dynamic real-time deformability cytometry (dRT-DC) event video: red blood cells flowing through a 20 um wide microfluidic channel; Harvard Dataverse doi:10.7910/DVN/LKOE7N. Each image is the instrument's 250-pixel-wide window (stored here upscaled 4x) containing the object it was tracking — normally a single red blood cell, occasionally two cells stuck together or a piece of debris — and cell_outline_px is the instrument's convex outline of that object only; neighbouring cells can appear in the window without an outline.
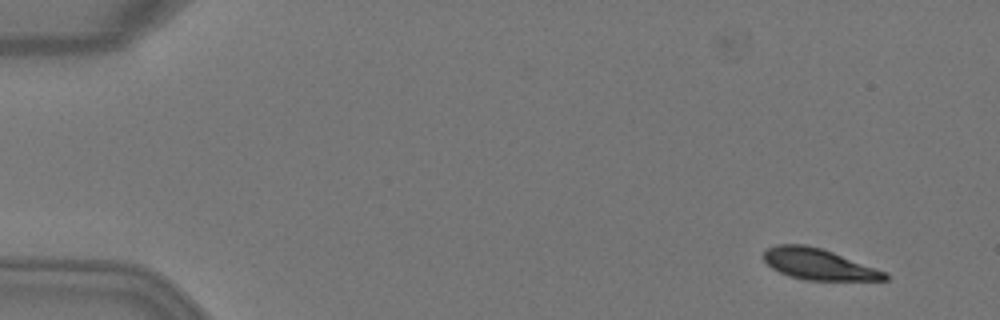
{"species": "Egyptian fruit bat (a non-hibernating species)", "species_latin": "Rousettus aegyptiacus", "temperature_condition": "warm", "stored_images_in_passage": 5, "camera_frame_rate_fps": 3000, "um_per_image_px": 0.085, "animal": {"sex": "female"}, "frame": {"image": 1, "passage_image": 2, "time_ms": 0.333, "image_size_px": [1000, 320], "cell_outline_px": [[888, 280], [804, 280], [788, 276], [772, 268], [764, 260], [764, 252], [768, 248], [776, 244], [804, 244], [820, 248], [832, 252], [888, 272]], "centroid_in_image_um": [69.58, 22.46], "position_along_channel_um": 15.4, "area_um2": 21.85}}
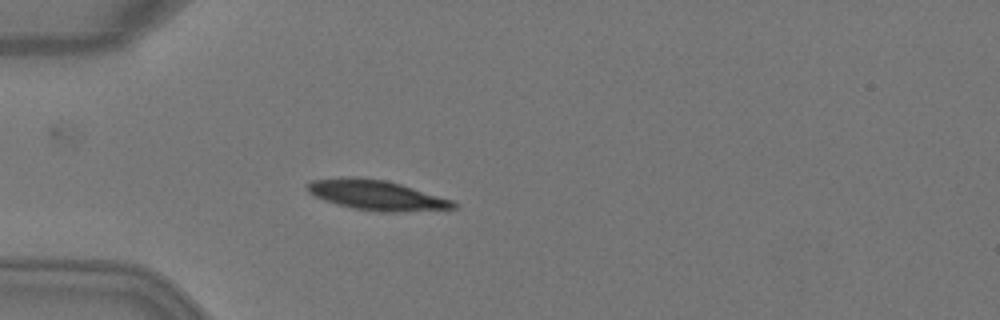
{"frame": {"image": 2, "passage_image": 5, "time_ms": 1.333, "image_size_px": [1000, 320], "cell_outline_px": [[456, 208], [400, 212], [380, 212], [352, 208], [336, 204], [324, 200], [308, 192], [308, 184], [312, 180], [344, 176], [352, 176], [384, 180], [400, 184], [452, 200], [456, 204]], "centroid_in_image_um": [31.97, 16.58], "position_along_channel_um": 53.0, "area_um2": 25.32}}